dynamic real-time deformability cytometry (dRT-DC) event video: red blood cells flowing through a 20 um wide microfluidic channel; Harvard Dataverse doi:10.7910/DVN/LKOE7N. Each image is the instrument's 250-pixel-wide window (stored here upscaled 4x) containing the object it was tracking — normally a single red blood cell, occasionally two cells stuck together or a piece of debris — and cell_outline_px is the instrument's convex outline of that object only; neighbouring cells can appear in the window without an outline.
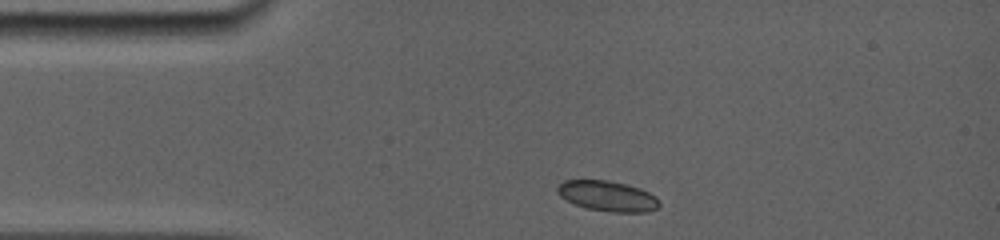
{"species": "common noctule bat (a hibernating species)", "species_latin": "Nyctalus noctula", "temperature_condition": "room temperature", "stored_images_in_passage": 19, "camera_frame_rate_fps": 5000, "um_per_image_px": 0.085, "animal": {"sex": "female", "body_mass_g": 19.0, "forearm_length_mm": 56.7}, "frame": {"image": 1, "passage_image": 1, "time_ms": 0.0, "image_size_px": [1000, 240], "cell_outline_px": [[660, 204], [656, 208], [648, 212], [612, 212], [584, 208], [560, 196], [556, 192], [556, 188], [564, 180], [608, 180], [628, 184], [640, 188], [656, 196]], "centroid_in_image_um": [51.65, 16.66], "position_along_channel_um": 33.4, "area_um2": 18.09}}
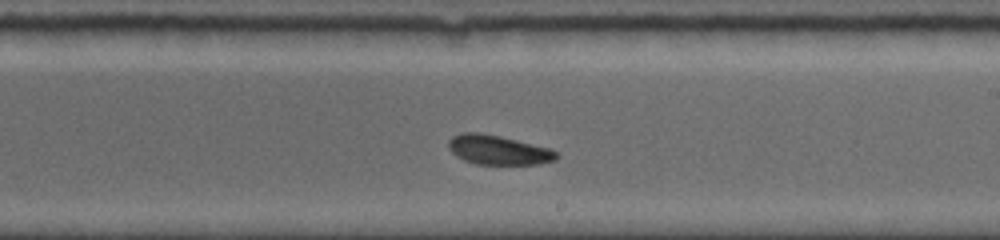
{"frame": {"image": 2, "passage_image": 11, "time_ms": 6.4, "image_size_px": [1000, 240], "cell_outline_px": [[560, 156], [556, 160], [540, 164], [476, 164], [464, 160], [456, 156], [448, 148], [448, 140], [452, 136], [464, 132], [480, 132], [500, 136], [552, 148]], "centroid_in_image_um": [42.37, 12.74], "position_along_channel_um": 246.6, "area_um2": 18.73}}
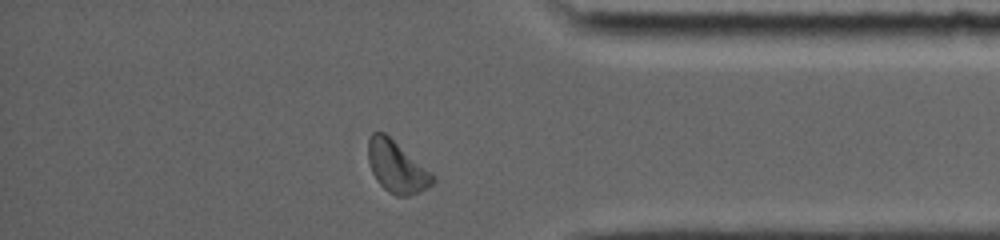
{"frame": {"image": 3, "passage_image": 18, "time_ms": 10.6, "image_size_px": [1000, 240], "cell_outline_px": [[436, 180], [432, 184], [420, 192], [408, 196], [396, 196], [388, 192], [376, 180], [372, 172], [368, 160], [368, 140], [372, 132], [384, 132], [432, 172], [436, 176]], "centroid_in_image_um": [33.73, 14.19], "position_along_channel_um": 401.5, "area_um2": 19.48}, "authors_computed_cell_mechanics": {"area_um2": 18.5538, "velocity_mm_per_s": 3.8346, "shape_relaxation_time_tau1_ms": 3.2707, "shape_relaxation_time_tau2_ms": 3.3579, "deformation_change_tau1": 0.0933, "deformation_change_tau2": 0.0956}}